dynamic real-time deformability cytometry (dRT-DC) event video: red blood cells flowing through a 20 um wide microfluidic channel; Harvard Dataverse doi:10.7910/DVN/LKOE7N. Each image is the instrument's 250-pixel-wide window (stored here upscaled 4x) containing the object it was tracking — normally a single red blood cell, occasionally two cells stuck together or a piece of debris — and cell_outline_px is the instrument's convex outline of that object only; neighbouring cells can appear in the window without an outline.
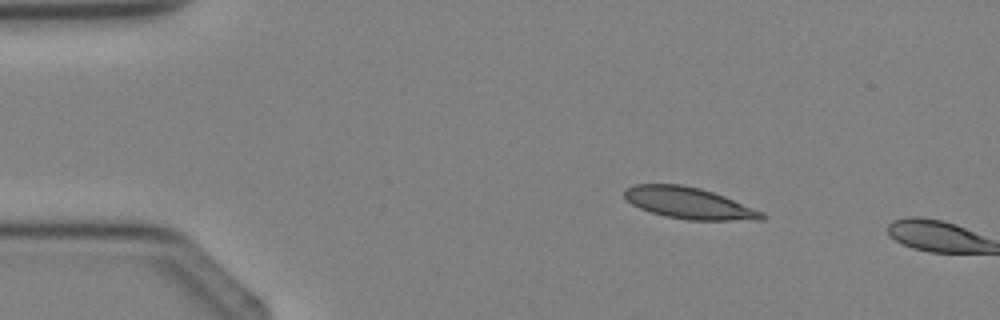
{"species": "Egyptian fruit bat (a non-hibernating species)", "species_latin": "Rousettus aegyptiacus", "temperature_condition": "cold", "stored_images_in_passage": 2, "camera_frame_rate_fps": 3000, "um_per_image_px": 0.085, "animal": {"sex": "female"}, "frame": {"image": 1, "passage_image": 1, "time_ms": 0.0, "image_size_px": [1000, 320], "cell_outline_px": [[768, 216], [764, 220], [688, 220], [664, 216], [640, 208], [632, 204], [624, 196], [624, 192], [628, 188], [636, 184], [680, 184], [700, 188], [724, 196], [764, 212]], "centroid_in_image_um": [58.61, 17.27], "position_along_channel_um": 26.4, "area_um2": 25.09}}